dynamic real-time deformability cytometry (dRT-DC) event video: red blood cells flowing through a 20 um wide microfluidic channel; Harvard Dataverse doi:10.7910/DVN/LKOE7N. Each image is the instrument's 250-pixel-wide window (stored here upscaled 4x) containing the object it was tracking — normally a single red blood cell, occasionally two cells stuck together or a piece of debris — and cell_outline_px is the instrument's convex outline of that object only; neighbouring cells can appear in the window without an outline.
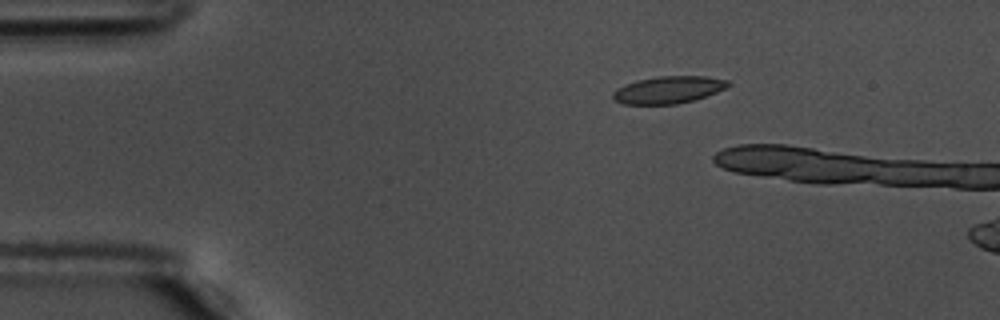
{"species": "common noctule bat (a hibernating species)", "species_latin": "Nyctalus noctula", "temperature_condition": "warm", "stored_images_in_passage": 17, "camera_frame_rate_fps": 3000, "um_per_image_px": 0.085, "animal": {"sex": "male", "body_mass_g": 17.5, "forearm_length_mm": 52.3}, "frame": {"image": 1, "passage_image": 10, "time_ms": 3.0, "image_size_px": [1000, 320], "cell_outline_px": [[732, 84], [716, 92], [692, 100], [676, 104], [624, 104], [616, 100], [612, 96], [612, 92], [616, 88], [624, 84], [640, 80], [660, 76], [704, 76], [728, 80]], "centroid_in_image_um": [56.79, 7.63], "position_along_channel_um": 28.2, "area_um2": 18.03}}